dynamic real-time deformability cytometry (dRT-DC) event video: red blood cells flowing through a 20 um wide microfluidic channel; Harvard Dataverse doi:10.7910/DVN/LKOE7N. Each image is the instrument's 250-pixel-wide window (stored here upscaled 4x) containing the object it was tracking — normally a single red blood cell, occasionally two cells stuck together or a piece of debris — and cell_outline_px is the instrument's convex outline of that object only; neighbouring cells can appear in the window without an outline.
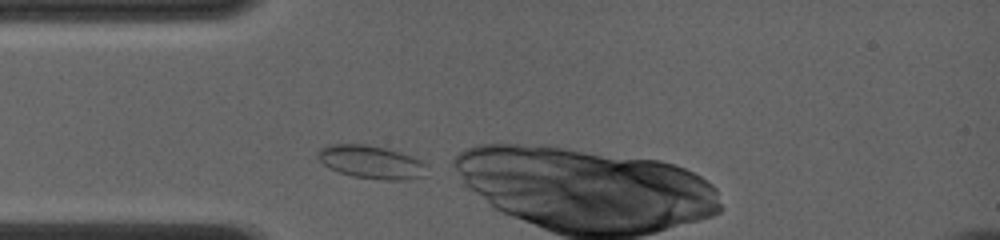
{"species": "common noctule bat (a hibernating species)", "species_latin": "Nyctalus noctula", "temperature_condition": "room temperature", "stored_images_in_passage": 57, "camera_frame_rate_fps": 4000, "um_per_image_px": 0.085, "animal": {"sex": "female", "body_mass_g": 19.0, "forearm_length_mm": 56.7}, "frame": {"image": 1, "passage_image": 1, "time_ms": 0.0, "image_size_px": [1000, 240], "cell_outline_px": [[424, 176], [408, 180], [380, 180], [352, 176], [328, 168], [316, 156], [316, 152], [320, 148], [328, 144], [364, 144], [388, 148], [412, 156], [420, 160], [424, 164]], "centroid_in_image_um": [31.51, 13.77], "position_along_channel_um": 53.5, "area_um2": 21.15}}
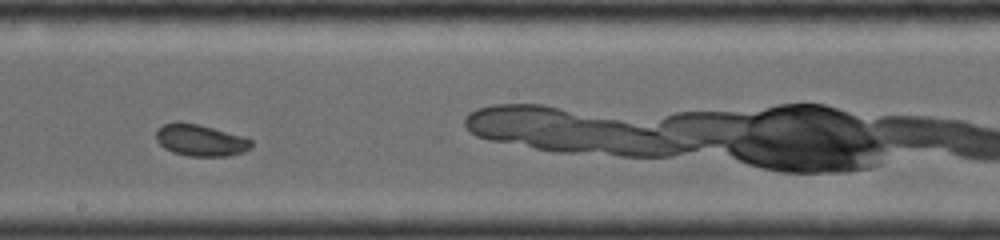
{"frame": {"image": 2, "passage_image": 26, "time_ms": 4.5, "image_size_px": [1000, 240], "cell_outline_px": [[252, 148], [244, 152], [228, 156], [188, 156], [172, 152], [164, 148], [156, 140], [156, 128], [164, 124], [196, 124], [248, 136], [252, 140]], "centroid_in_image_um": [17.11, 11.95], "position_along_channel_um": 231.1, "area_um2": 17.57}}
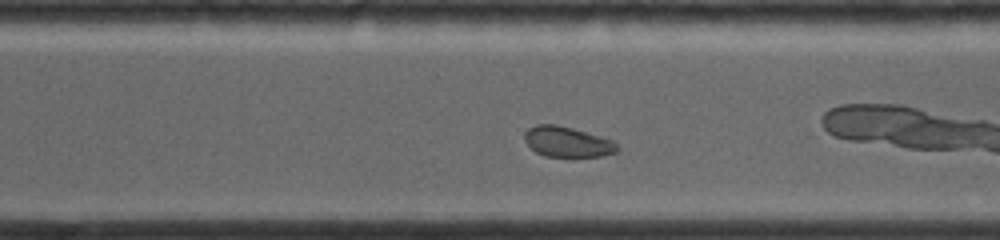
{"frame": {"image": 3, "passage_image": 39, "time_ms": 6.75, "image_size_px": [1000, 240], "cell_outline_px": [[620, 148], [616, 152], [600, 156], [544, 156], [536, 152], [524, 140], [524, 132], [528, 128], [536, 124], [556, 124], [572, 128], [612, 140]], "centroid_in_image_um": [48.19, 12.05], "position_along_channel_um": 322.4, "area_um2": 16.24}}